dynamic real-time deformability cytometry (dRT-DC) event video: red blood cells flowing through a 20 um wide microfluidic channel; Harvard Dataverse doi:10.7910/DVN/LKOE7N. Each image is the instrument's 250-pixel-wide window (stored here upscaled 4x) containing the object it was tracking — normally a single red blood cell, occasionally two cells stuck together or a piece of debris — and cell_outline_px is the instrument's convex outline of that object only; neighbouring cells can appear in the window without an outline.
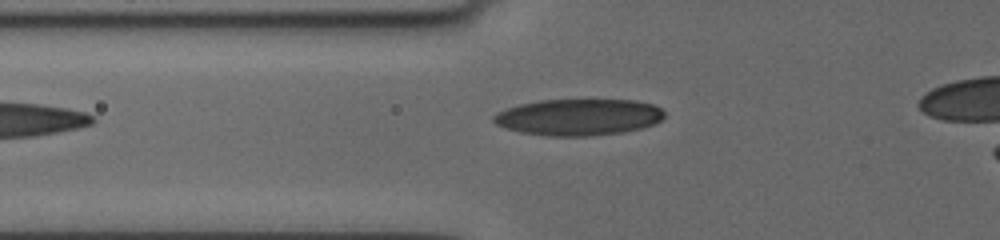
{"species": "human", "species_latin": "Homo sapiens", "temperature_condition": "cold", "stored_images_in_passage": 4, "camera_frame_rate_fps": 3000, "um_per_image_px": 0.085, "donor": {"sex": "female"}, "frame": {"image": 1, "passage_image": 4, "time_ms": 3.0, "image_size_px": [1000, 240], "cell_outline_px": [[664, 116], [660, 120], [652, 124], [640, 128], [620, 132], [584, 136], [552, 136], [520, 132], [496, 124], [492, 120], [492, 116], [496, 112], [520, 104], [540, 100], [636, 100], [652, 104], [660, 108], [664, 112]], "centroid_in_image_um": [49.15, 9.94], "position_along_channel_um": 76.6, "area_um2": 35.95}}